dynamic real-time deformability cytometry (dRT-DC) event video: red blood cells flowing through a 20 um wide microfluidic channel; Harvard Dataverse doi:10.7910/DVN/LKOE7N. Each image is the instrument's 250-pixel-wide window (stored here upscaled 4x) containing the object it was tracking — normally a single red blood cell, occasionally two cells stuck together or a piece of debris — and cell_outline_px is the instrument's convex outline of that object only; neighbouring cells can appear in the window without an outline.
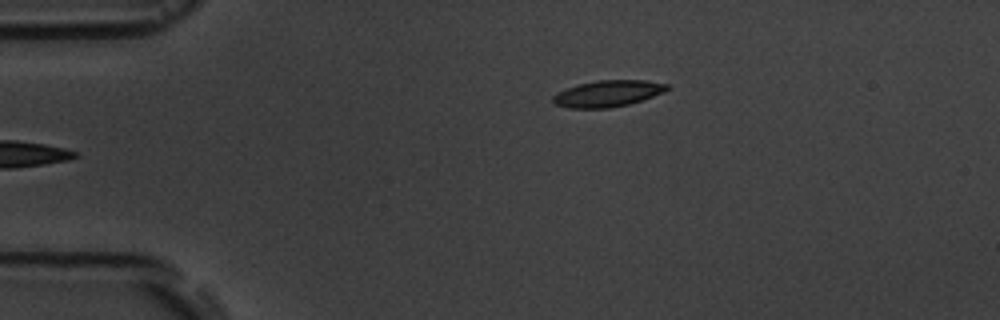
{"species": "common noctule bat (a hibernating species)", "species_latin": "Nyctalus noctula", "temperature_condition": "room temperature", "stored_images_in_passage": 2, "camera_frame_rate_fps": 3000, "um_per_image_px": 0.085, "animal": {"sex": "male", "body_mass_g": 19.5, "forearm_length_mm": 54.6}, "frame": {"image": 1, "passage_image": 2, "time_ms": 1.0, "image_size_px": [1000, 320], "cell_outline_px": [[672, 88], [664, 92], [628, 104], [608, 108], [568, 108], [556, 104], [552, 100], [552, 96], [568, 88], [580, 84], [596, 80], [644, 80], [668, 84]], "centroid_in_image_um": [51.69, 7.95], "position_along_channel_um": 33.3, "area_um2": 17.34}}